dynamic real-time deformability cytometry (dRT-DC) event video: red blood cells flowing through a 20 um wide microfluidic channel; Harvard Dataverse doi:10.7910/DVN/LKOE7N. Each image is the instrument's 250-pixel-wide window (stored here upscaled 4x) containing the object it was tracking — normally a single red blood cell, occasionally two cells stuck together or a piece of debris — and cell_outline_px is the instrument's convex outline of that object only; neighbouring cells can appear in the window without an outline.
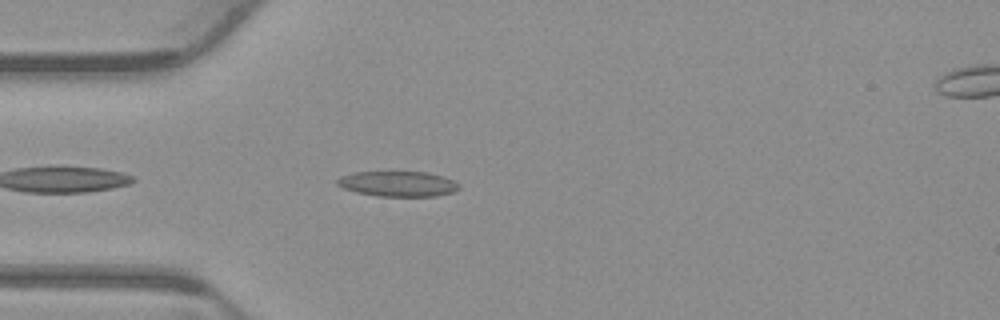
{"species": "common noctule bat (a hibernating species)", "species_latin": "Nyctalus noctula", "temperature_condition": "warm", "stored_images_in_passage": 41, "camera_frame_rate_fps": 3000, "um_per_image_px": 0.085, "animal": {"sex": "male", "body_mass_g": 23.1, "forearm_length_mm": 52.7}, "frame": {"image": 1, "passage_image": 3, "time_ms": 0.667, "image_size_px": [1000, 320], "cell_outline_px": [[460, 188], [452, 192], [436, 196], [380, 196], [356, 192], [344, 188], [336, 184], [336, 180], [340, 176], [352, 172], [428, 172], [444, 176], [460, 184]], "centroid_in_image_um": [33.82, 15.62], "position_along_channel_um": 51.2, "area_um2": 17.98}}
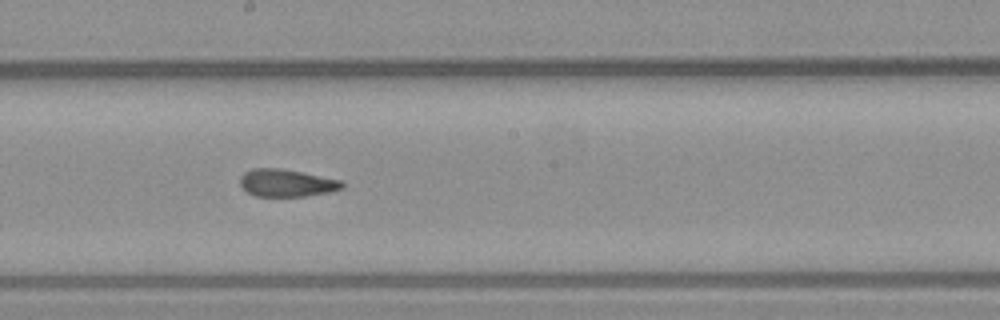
{"frame": {"image": 2, "passage_image": 17, "time_ms": 5.333, "image_size_px": [1000, 320], "cell_outline_px": [[344, 188], [332, 192], [308, 196], [256, 196], [248, 192], [240, 184], [240, 176], [244, 172], [252, 168], [280, 168], [340, 180], [344, 184]], "centroid_in_image_um": [24.37, 15.55], "position_along_channel_um": 223.8, "area_um2": 16.3}}
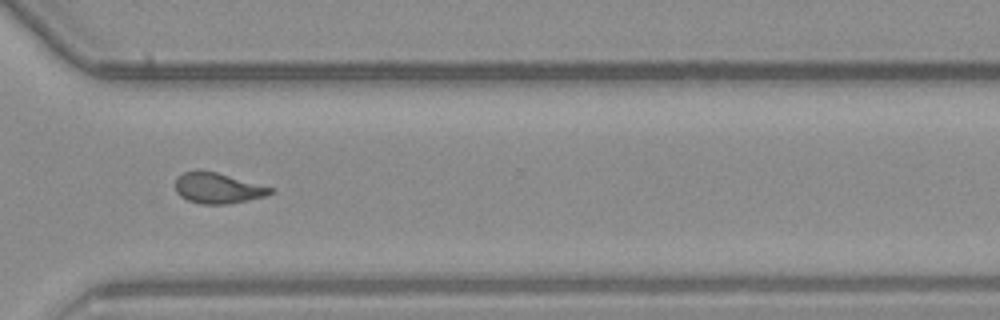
{"frame": {"image": 3, "passage_image": 27, "time_ms": 8.667, "image_size_px": [1000, 320], "cell_outline_px": [[272, 192], [268, 196], [228, 204], [200, 204], [188, 200], [180, 196], [176, 192], [176, 180], [184, 172], [196, 168], [200, 168], [216, 172], [272, 188]], "centroid_in_image_um": [18.47, 15.98], "position_along_channel_um": 352.1, "area_um2": 16.99}, "authors_computed_cell_mechanics": {"area_um2": 16.762, "velocity_mm_per_s": 3.8554, "shape_relaxation_time_tau1_ms": 10.6319, "shape_relaxation_time_tau2_ms": 2.2007, "deformation_change_tau1": 0.2573, "deformation_change_tau2": 0.0999}}